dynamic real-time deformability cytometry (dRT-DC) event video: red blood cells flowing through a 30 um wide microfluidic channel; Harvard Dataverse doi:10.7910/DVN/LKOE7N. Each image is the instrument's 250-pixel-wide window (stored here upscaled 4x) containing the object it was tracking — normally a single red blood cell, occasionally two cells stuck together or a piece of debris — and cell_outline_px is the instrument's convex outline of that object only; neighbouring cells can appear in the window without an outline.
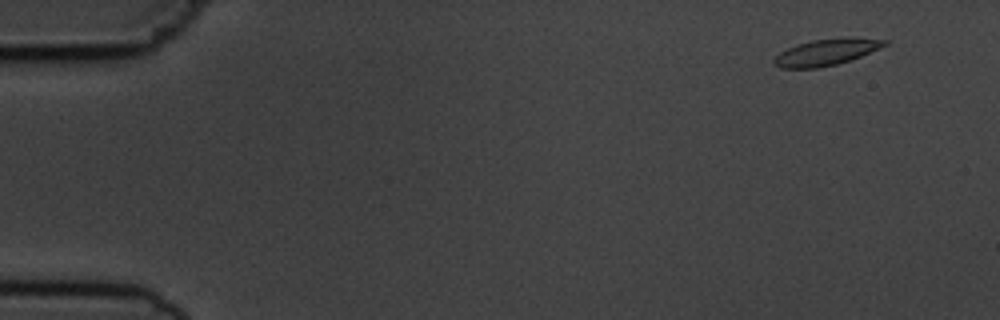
{"species": "common noctule bat (a hibernating species)", "species_latin": "Nyctalus noctula", "temperature_condition": "cold", "stored_images_in_passage": 4, "camera_frame_rate_fps": 3000, "um_per_image_px": 0.085, "animal": {"sex": "male", "body_mass_g": 19.5, "forearm_length_mm": 54.6}, "frame": {"image": 1, "passage_image": 1, "time_ms": 0.0, "image_size_px": [1000, 320], "cell_outline_px": [[888, 44], [860, 56], [836, 64], [816, 68], [780, 68], [772, 64], [772, 60], [780, 52], [796, 44], [812, 40], [848, 36], [852, 36], [888, 40]], "centroid_in_image_um": [70.22, 4.41], "position_along_channel_um": 14.8, "area_um2": 17.11}}